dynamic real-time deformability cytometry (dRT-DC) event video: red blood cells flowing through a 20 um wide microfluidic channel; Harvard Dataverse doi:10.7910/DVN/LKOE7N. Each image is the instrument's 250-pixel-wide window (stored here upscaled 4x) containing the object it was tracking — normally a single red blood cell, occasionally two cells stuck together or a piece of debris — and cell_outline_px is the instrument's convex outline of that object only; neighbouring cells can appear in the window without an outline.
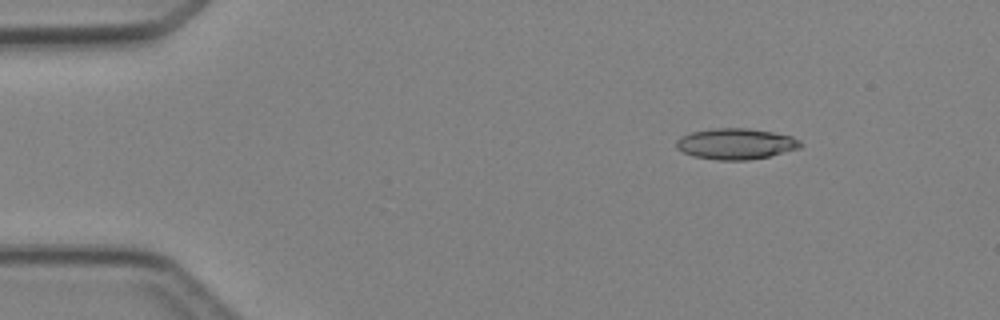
{"species": "Egyptian fruit bat (a non-hibernating species)", "species_latin": "Rousettus aegyptiacus", "temperature_condition": "cold", "stored_images_in_passage": 5, "camera_frame_rate_fps": 3000, "um_per_image_px": 0.085, "animal": {"sex": "female"}, "frame": {"image": 1, "passage_image": 5, "time_ms": 4.667, "image_size_px": [1000, 320], "cell_outline_px": [[804, 144], [800, 148], [768, 156], [748, 160], [716, 160], [696, 156], [684, 152], [676, 148], [676, 140], [680, 136], [692, 132], [712, 128], [748, 128], [772, 132], [792, 136], [800, 140]], "centroid_in_image_um": [62.56, 12.22], "position_along_channel_um": 22.4, "area_um2": 22.37}}